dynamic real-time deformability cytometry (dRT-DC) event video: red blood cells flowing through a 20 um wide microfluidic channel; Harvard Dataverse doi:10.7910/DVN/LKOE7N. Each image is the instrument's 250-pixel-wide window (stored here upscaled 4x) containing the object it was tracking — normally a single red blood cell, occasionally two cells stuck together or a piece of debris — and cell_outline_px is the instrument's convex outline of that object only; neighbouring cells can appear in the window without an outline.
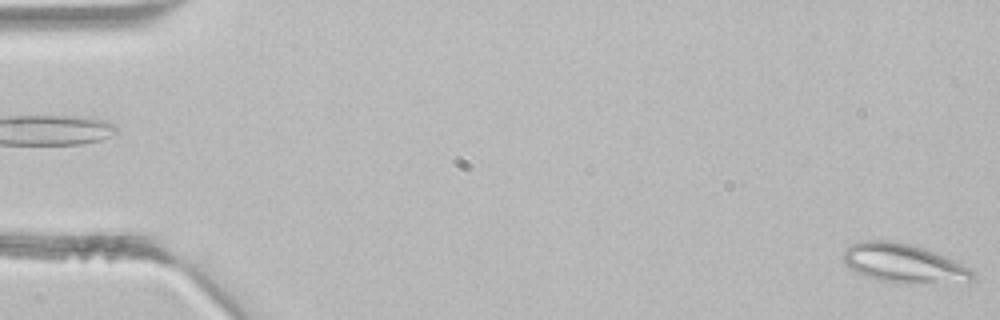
{"species": "common noctule bat (a hibernating species)", "species_latin": "Nyctalus noctula", "temperature_condition": "room temperature", "stored_images_in_passage": 3, "camera_frame_rate_fps": 3000, "um_per_image_px": 0.085, "animal": {"sex": "male", "body_mass_g": 21.5, "forearm_length_mm": 52.0}, "frame": {"image": 1, "passage_image": 3, "time_ms": 0.667, "image_size_px": [1000, 320], "cell_outline_px": [[976, 276], [968, 284], [900, 284], [876, 280], [864, 276], [856, 272], [844, 260], [844, 248], [852, 244], [864, 240], [892, 240], [924, 248], [936, 252], [976, 272]], "centroid_in_image_um": [76.89, 22.43], "position_along_channel_um": 8.1, "area_um2": 30.06}}